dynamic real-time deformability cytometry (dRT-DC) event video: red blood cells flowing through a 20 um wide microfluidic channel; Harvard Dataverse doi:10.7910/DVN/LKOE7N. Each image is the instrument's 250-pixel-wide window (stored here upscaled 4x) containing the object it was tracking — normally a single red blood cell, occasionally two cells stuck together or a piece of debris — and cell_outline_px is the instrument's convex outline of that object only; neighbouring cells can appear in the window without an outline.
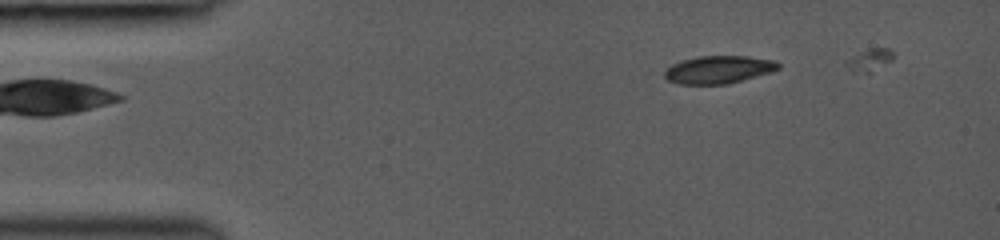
{"species": "common noctule bat (a hibernating species)", "species_latin": "Nyctalus noctula", "temperature_condition": "room temperature", "stored_images_in_passage": 17, "camera_frame_rate_fps": 3000, "um_per_image_px": 0.085, "animal": {"sex": "female", "body_mass_g": 19.0, "forearm_length_mm": 53.3}, "frame": {"image": 1, "passage_image": 5, "time_ms": 1.333, "image_size_px": [1000, 240], "cell_outline_px": [[780, 68], [772, 72], [728, 84], [680, 84], [668, 80], [664, 76], [664, 72], [672, 64], [696, 56], [748, 56], [776, 60], [780, 64]], "centroid_in_image_um": [61.12, 5.91], "position_along_channel_um": 23.9, "area_um2": 18.44}}
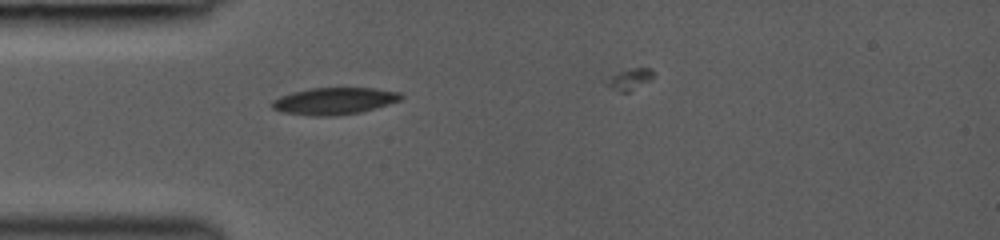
{"frame": {"image": 2, "passage_image": 11, "time_ms": 3.333, "image_size_px": [1000, 240], "cell_outline_px": [[404, 96], [400, 100], [376, 108], [360, 112], [336, 116], [312, 116], [280, 112], [272, 108], [272, 100], [280, 96], [292, 92], [308, 88], [376, 88], [400, 92]], "centroid_in_image_um": [28.4, 8.59], "position_along_channel_um": 56.6, "area_um2": 20.4}}
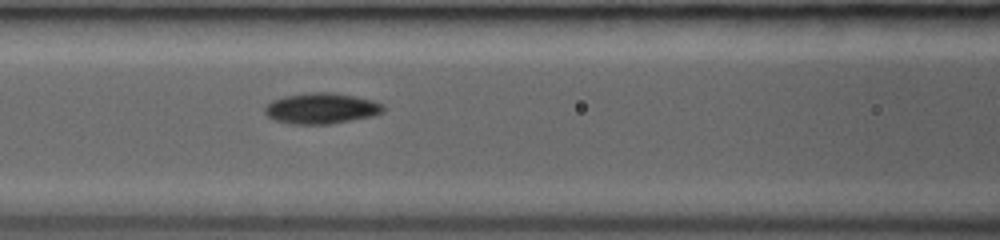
{"frame": {"image": 3, "passage_image": 16, "time_ms": 5.0, "image_size_px": [1000, 240], "cell_outline_px": [[384, 112], [376, 116], [328, 124], [288, 124], [272, 120], [264, 112], [264, 108], [272, 100], [284, 96], [312, 92], [332, 92], [356, 96], [372, 100], [384, 104]], "centroid_in_image_um": [27.33, 9.22], "position_along_channel_um": 139.3, "area_um2": 21.56}}